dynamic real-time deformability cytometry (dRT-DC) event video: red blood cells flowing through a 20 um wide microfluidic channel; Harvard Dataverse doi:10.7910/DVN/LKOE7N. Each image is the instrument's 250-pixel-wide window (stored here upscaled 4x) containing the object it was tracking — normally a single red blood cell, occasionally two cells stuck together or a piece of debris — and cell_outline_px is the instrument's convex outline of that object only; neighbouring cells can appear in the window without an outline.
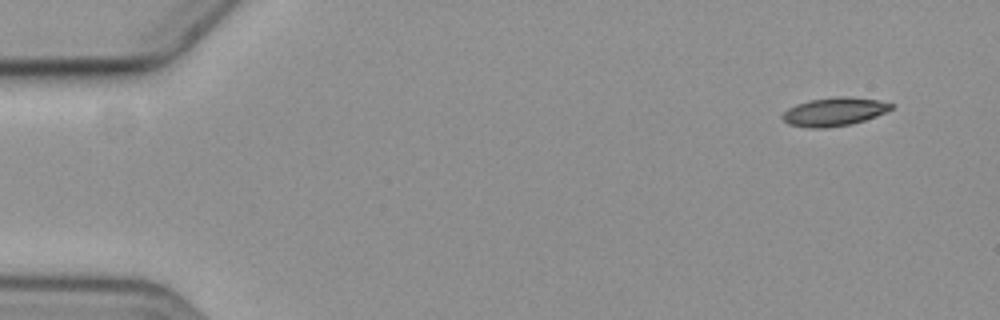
{"species": "common noctule bat (a hibernating species)", "species_latin": "Nyctalus noctula", "temperature_condition": "cold", "stored_images_in_passage": 10, "camera_frame_rate_fps": 3000, "um_per_image_px": 0.085, "animal": {"sex": "female", "body_mass_g": 19.3, "forearm_length_mm": 54.1}, "frame": {"image": 1, "passage_image": 1, "time_ms": 0.0, "image_size_px": [1000, 320], "cell_outline_px": [[892, 108], [876, 116], [852, 124], [824, 128], [812, 128], [788, 124], [780, 116], [788, 108], [796, 104], [812, 100], [836, 96], [844, 96], [880, 100], [892, 104]], "centroid_in_image_um": [70.89, 9.5], "position_along_channel_um": 14.1, "area_um2": 17.86}}
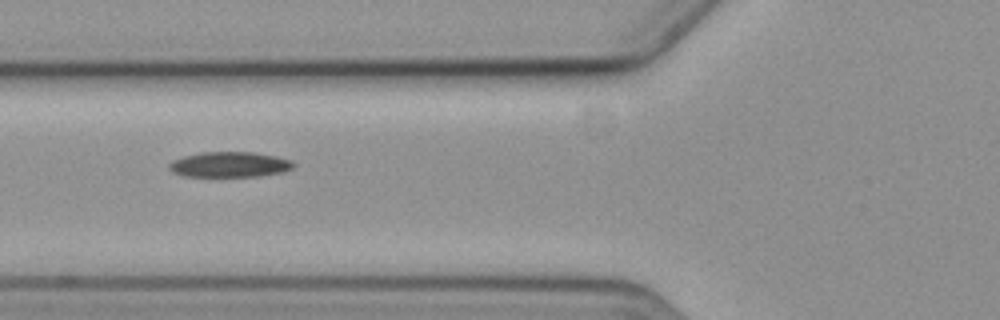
{"frame": {"image": 2, "passage_image": 6, "time_ms": 6.0, "image_size_px": [1000, 320], "cell_outline_px": [[296, 164], [292, 168], [284, 172], [260, 176], [184, 176], [172, 172], [168, 168], [168, 164], [172, 160], [184, 156], [200, 152], [256, 152], [276, 156], [292, 160]], "centroid_in_image_um": [19.53, 13.98], "position_along_channel_um": 106.3, "area_um2": 18.55}}
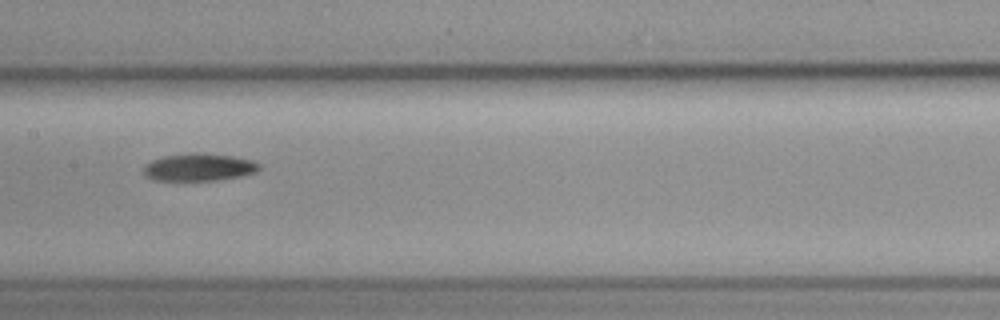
{"frame": {"image": 3, "passage_image": 8, "time_ms": 8.333, "image_size_px": [1000, 320], "cell_outline_px": [[260, 168], [256, 172], [240, 176], [216, 180], [156, 180], [144, 176], [144, 168], [152, 160], [164, 156], [192, 152], [196, 152], [236, 156], [252, 160], [260, 164]], "centroid_in_image_um": [16.94, 14.2], "position_along_channel_um": 190.5, "area_um2": 18.5}}